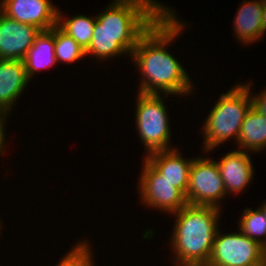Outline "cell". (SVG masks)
<instances>
[{
  "label": "cell",
  "mask_w": 266,
  "mask_h": 266,
  "mask_svg": "<svg viewBox=\"0 0 266 266\" xmlns=\"http://www.w3.org/2000/svg\"><path fill=\"white\" fill-rule=\"evenodd\" d=\"M245 84L248 86V90L250 91L252 107L256 109V111H258L260 114L266 117V88L260 91V93L254 95L251 91L252 83L250 84L249 82H245Z\"/></svg>",
  "instance_id": "44dd1931"
},
{
  "label": "cell",
  "mask_w": 266,
  "mask_h": 266,
  "mask_svg": "<svg viewBox=\"0 0 266 266\" xmlns=\"http://www.w3.org/2000/svg\"><path fill=\"white\" fill-rule=\"evenodd\" d=\"M213 106L202 127L203 154L213 152L220 144L231 139L237 142L242 122L252 107L248 86L244 82L233 85L219 96Z\"/></svg>",
  "instance_id": "277c9868"
},
{
  "label": "cell",
  "mask_w": 266,
  "mask_h": 266,
  "mask_svg": "<svg viewBox=\"0 0 266 266\" xmlns=\"http://www.w3.org/2000/svg\"><path fill=\"white\" fill-rule=\"evenodd\" d=\"M29 81L23 60L0 59V112L10 114Z\"/></svg>",
  "instance_id": "7c38bea8"
},
{
  "label": "cell",
  "mask_w": 266,
  "mask_h": 266,
  "mask_svg": "<svg viewBox=\"0 0 266 266\" xmlns=\"http://www.w3.org/2000/svg\"><path fill=\"white\" fill-rule=\"evenodd\" d=\"M136 97L135 125L140 141L145 146L146 156L153 152L178 147L170 144L171 124L164 103L165 97L169 95L138 92Z\"/></svg>",
  "instance_id": "5b68a950"
},
{
  "label": "cell",
  "mask_w": 266,
  "mask_h": 266,
  "mask_svg": "<svg viewBox=\"0 0 266 266\" xmlns=\"http://www.w3.org/2000/svg\"><path fill=\"white\" fill-rule=\"evenodd\" d=\"M226 196V189L216 161L208 158V155L207 157L196 156L189 171V184L185 196L187 203L222 209L221 203L228 198Z\"/></svg>",
  "instance_id": "52a82bcc"
},
{
  "label": "cell",
  "mask_w": 266,
  "mask_h": 266,
  "mask_svg": "<svg viewBox=\"0 0 266 266\" xmlns=\"http://www.w3.org/2000/svg\"><path fill=\"white\" fill-rule=\"evenodd\" d=\"M8 116L9 114L0 112V156H3L2 154L5 153V148H6L5 144H7L6 142L7 139H5L6 138L5 136L7 134V132H5L6 131L5 127L6 124L8 123L6 121L7 118H9Z\"/></svg>",
  "instance_id": "7402d4cb"
},
{
  "label": "cell",
  "mask_w": 266,
  "mask_h": 266,
  "mask_svg": "<svg viewBox=\"0 0 266 266\" xmlns=\"http://www.w3.org/2000/svg\"><path fill=\"white\" fill-rule=\"evenodd\" d=\"M175 11L169 6L140 37L130 55L141 76L139 93L188 97L195 90L188 72L166 48L188 26Z\"/></svg>",
  "instance_id": "6da1fadb"
},
{
  "label": "cell",
  "mask_w": 266,
  "mask_h": 266,
  "mask_svg": "<svg viewBox=\"0 0 266 266\" xmlns=\"http://www.w3.org/2000/svg\"><path fill=\"white\" fill-rule=\"evenodd\" d=\"M113 1L96 15L93 35L85 51L87 57L92 56L96 61H108L121 54L131 58L140 37L169 8L159 0Z\"/></svg>",
  "instance_id": "7a4b0ae2"
},
{
  "label": "cell",
  "mask_w": 266,
  "mask_h": 266,
  "mask_svg": "<svg viewBox=\"0 0 266 266\" xmlns=\"http://www.w3.org/2000/svg\"><path fill=\"white\" fill-rule=\"evenodd\" d=\"M145 158L185 196L189 184L192 158H183L178 147L148 154Z\"/></svg>",
  "instance_id": "4fadbf2b"
},
{
  "label": "cell",
  "mask_w": 266,
  "mask_h": 266,
  "mask_svg": "<svg viewBox=\"0 0 266 266\" xmlns=\"http://www.w3.org/2000/svg\"><path fill=\"white\" fill-rule=\"evenodd\" d=\"M138 192L143 206L173 214L188 203L185 195L146 159L143 158Z\"/></svg>",
  "instance_id": "ba28073f"
},
{
  "label": "cell",
  "mask_w": 266,
  "mask_h": 266,
  "mask_svg": "<svg viewBox=\"0 0 266 266\" xmlns=\"http://www.w3.org/2000/svg\"><path fill=\"white\" fill-rule=\"evenodd\" d=\"M221 210L211 206L187 204L171 215L174 219L170 249L174 253V266H206L215 235L220 228ZM175 260V261H174Z\"/></svg>",
  "instance_id": "3957f363"
},
{
  "label": "cell",
  "mask_w": 266,
  "mask_h": 266,
  "mask_svg": "<svg viewBox=\"0 0 266 266\" xmlns=\"http://www.w3.org/2000/svg\"><path fill=\"white\" fill-rule=\"evenodd\" d=\"M54 43L57 63L70 64L86 57L85 50L57 25L54 26Z\"/></svg>",
  "instance_id": "d6986e66"
},
{
  "label": "cell",
  "mask_w": 266,
  "mask_h": 266,
  "mask_svg": "<svg viewBox=\"0 0 266 266\" xmlns=\"http://www.w3.org/2000/svg\"><path fill=\"white\" fill-rule=\"evenodd\" d=\"M216 161L226 193L231 196L243 193L254 179V166L249 152L232 150ZM243 191V192H242Z\"/></svg>",
  "instance_id": "8fae6325"
},
{
  "label": "cell",
  "mask_w": 266,
  "mask_h": 266,
  "mask_svg": "<svg viewBox=\"0 0 266 266\" xmlns=\"http://www.w3.org/2000/svg\"><path fill=\"white\" fill-rule=\"evenodd\" d=\"M92 248L88 240H80L61 257L55 266H96L93 261L95 258L93 257Z\"/></svg>",
  "instance_id": "ffe728a7"
},
{
  "label": "cell",
  "mask_w": 266,
  "mask_h": 266,
  "mask_svg": "<svg viewBox=\"0 0 266 266\" xmlns=\"http://www.w3.org/2000/svg\"><path fill=\"white\" fill-rule=\"evenodd\" d=\"M238 231L218 229L206 266H265V248Z\"/></svg>",
  "instance_id": "8992f818"
},
{
  "label": "cell",
  "mask_w": 266,
  "mask_h": 266,
  "mask_svg": "<svg viewBox=\"0 0 266 266\" xmlns=\"http://www.w3.org/2000/svg\"><path fill=\"white\" fill-rule=\"evenodd\" d=\"M265 266H266V248H265Z\"/></svg>",
  "instance_id": "4316f807"
},
{
  "label": "cell",
  "mask_w": 266,
  "mask_h": 266,
  "mask_svg": "<svg viewBox=\"0 0 266 266\" xmlns=\"http://www.w3.org/2000/svg\"><path fill=\"white\" fill-rule=\"evenodd\" d=\"M24 66L31 80L40 70L49 69L57 64L55 56L54 26L47 31H40L35 37L34 44L26 53Z\"/></svg>",
  "instance_id": "9a60e30c"
},
{
  "label": "cell",
  "mask_w": 266,
  "mask_h": 266,
  "mask_svg": "<svg viewBox=\"0 0 266 266\" xmlns=\"http://www.w3.org/2000/svg\"><path fill=\"white\" fill-rule=\"evenodd\" d=\"M240 4L233 20V35L235 34L242 45H250L264 37L262 29L264 4L261 0H244Z\"/></svg>",
  "instance_id": "5bb4252c"
},
{
  "label": "cell",
  "mask_w": 266,
  "mask_h": 266,
  "mask_svg": "<svg viewBox=\"0 0 266 266\" xmlns=\"http://www.w3.org/2000/svg\"><path fill=\"white\" fill-rule=\"evenodd\" d=\"M237 149L257 153L266 150V117L251 107L242 122Z\"/></svg>",
  "instance_id": "2e32d148"
},
{
  "label": "cell",
  "mask_w": 266,
  "mask_h": 266,
  "mask_svg": "<svg viewBox=\"0 0 266 266\" xmlns=\"http://www.w3.org/2000/svg\"><path fill=\"white\" fill-rule=\"evenodd\" d=\"M259 208L262 210L264 217L266 219V201L262 203V205L259 206Z\"/></svg>",
  "instance_id": "cb8c5ba5"
},
{
  "label": "cell",
  "mask_w": 266,
  "mask_h": 266,
  "mask_svg": "<svg viewBox=\"0 0 266 266\" xmlns=\"http://www.w3.org/2000/svg\"><path fill=\"white\" fill-rule=\"evenodd\" d=\"M262 29H263V36L266 34V5H264L262 10Z\"/></svg>",
  "instance_id": "603a6c76"
},
{
  "label": "cell",
  "mask_w": 266,
  "mask_h": 266,
  "mask_svg": "<svg viewBox=\"0 0 266 266\" xmlns=\"http://www.w3.org/2000/svg\"><path fill=\"white\" fill-rule=\"evenodd\" d=\"M1 12L23 24H32L41 31L57 25L58 8L51 0H1Z\"/></svg>",
  "instance_id": "9c48e42d"
},
{
  "label": "cell",
  "mask_w": 266,
  "mask_h": 266,
  "mask_svg": "<svg viewBox=\"0 0 266 266\" xmlns=\"http://www.w3.org/2000/svg\"><path fill=\"white\" fill-rule=\"evenodd\" d=\"M264 5H266V0H261Z\"/></svg>",
  "instance_id": "484cf974"
},
{
  "label": "cell",
  "mask_w": 266,
  "mask_h": 266,
  "mask_svg": "<svg viewBox=\"0 0 266 266\" xmlns=\"http://www.w3.org/2000/svg\"><path fill=\"white\" fill-rule=\"evenodd\" d=\"M40 29L8 18L0 11V59L23 60Z\"/></svg>",
  "instance_id": "30bf717a"
},
{
  "label": "cell",
  "mask_w": 266,
  "mask_h": 266,
  "mask_svg": "<svg viewBox=\"0 0 266 266\" xmlns=\"http://www.w3.org/2000/svg\"><path fill=\"white\" fill-rule=\"evenodd\" d=\"M3 223H2V221L0 220V232L2 231V228H3V226H1ZM0 236H1V233H0Z\"/></svg>",
  "instance_id": "d4e9b609"
},
{
  "label": "cell",
  "mask_w": 266,
  "mask_h": 266,
  "mask_svg": "<svg viewBox=\"0 0 266 266\" xmlns=\"http://www.w3.org/2000/svg\"><path fill=\"white\" fill-rule=\"evenodd\" d=\"M61 12L58 9L57 26L71 36L86 51L93 35V29L97 20L96 16L89 17L77 14L67 19Z\"/></svg>",
  "instance_id": "e0dca14e"
},
{
  "label": "cell",
  "mask_w": 266,
  "mask_h": 266,
  "mask_svg": "<svg viewBox=\"0 0 266 266\" xmlns=\"http://www.w3.org/2000/svg\"><path fill=\"white\" fill-rule=\"evenodd\" d=\"M240 215L238 230L266 248V219L262 210L259 207L256 210L249 207Z\"/></svg>",
  "instance_id": "ac0fdd59"
}]
</instances>
